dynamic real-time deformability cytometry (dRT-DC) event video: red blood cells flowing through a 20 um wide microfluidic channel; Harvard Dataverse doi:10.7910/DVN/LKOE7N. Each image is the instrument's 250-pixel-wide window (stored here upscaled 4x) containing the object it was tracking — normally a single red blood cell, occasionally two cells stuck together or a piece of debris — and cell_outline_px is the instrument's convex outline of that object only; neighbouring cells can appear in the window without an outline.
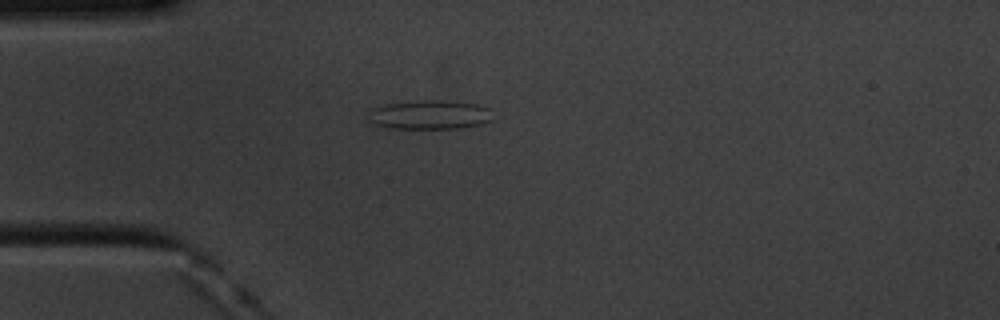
{"species": "common noctule bat (a hibernating species)", "species_latin": "Nyctalus noctula", "temperature_condition": "cold", "stored_images_in_passage": 43, "camera_frame_rate_fps": 3000, "um_per_image_px": 0.085, "animal": {"sex": "male", "body_mass_g": 20.1, "forearm_length_mm": 53.5}, "frame": {"image": 1, "passage_image": 1, "time_ms": 0.0, "image_size_px": [1000, 320], "cell_outline_px": [[492, 120], [480, 124], [460, 128], [388, 128], [376, 124], [368, 120], [368, 108], [384, 104], [424, 100], [440, 100], [476, 104], [488, 108]], "centroid_in_image_um": [36.45, 9.75], "position_along_channel_um": 48.6, "area_um2": 21.04}}
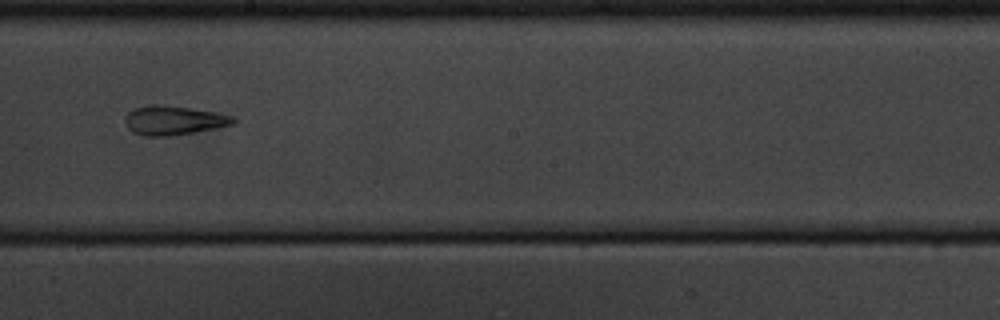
{"frame": {"image": 2, "passage_image": 18, "time_ms": 5.667, "image_size_px": [1000, 320], "cell_outline_px": [[236, 124], [216, 128], [168, 136], [144, 136], [132, 132], [124, 124], [124, 116], [128, 112], [136, 108], [152, 104], [156, 104], [188, 108], [216, 112], [232, 116], [236, 120]], "centroid_in_image_um": [14.73, 10.23], "position_along_channel_um": 233.5, "area_um2": 18.32}}
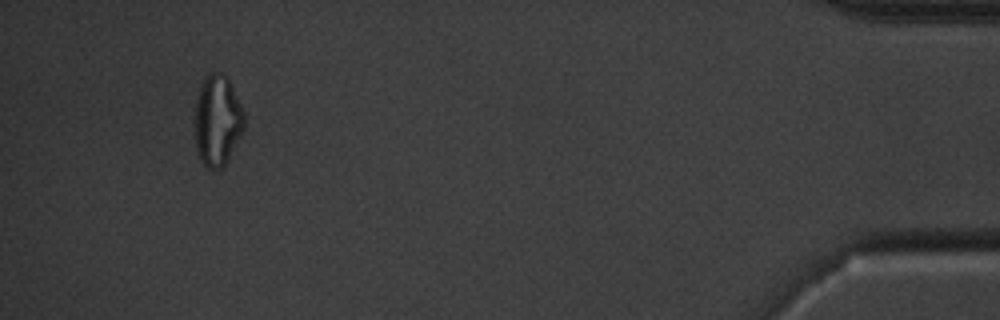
{"frame": {"image": 3, "passage_image": 40, "time_ms": 13.0, "image_size_px": [1000, 320], "cell_outline_px": [[244, 128], [224, 164], [220, 168], [208, 168], [200, 160], [196, 144], [196, 100], [204, 76], [208, 72], [224, 72], [228, 76], [244, 112]], "centroid_in_image_um": [18.48, 10.16], "position_along_channel_um": 416.7, "area_um2": 25.78}, "authors_computed_cell_mechanics": {"area_um2": 18.7272, "velocity_mm_per_s": 3.4614, "shape_relaxation_time_tau1_ms": null, "shape_relaxation_time_tau2_ms": 3.2423, "deformation_change_tau1": null, "deformation_change_tau2": 0.1178}}